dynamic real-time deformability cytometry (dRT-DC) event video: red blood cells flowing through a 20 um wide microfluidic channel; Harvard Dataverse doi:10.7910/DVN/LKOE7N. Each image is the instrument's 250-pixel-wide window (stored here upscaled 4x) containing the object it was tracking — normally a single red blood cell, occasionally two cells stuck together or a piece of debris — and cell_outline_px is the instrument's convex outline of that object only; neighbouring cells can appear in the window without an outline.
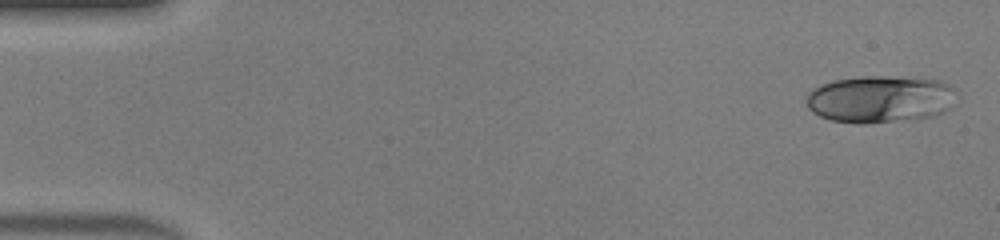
{"species": "human", "species_latin": "Homo sapiens", "temperature_condition": "warm", "stored_images_in_passage": 45, "camera_frame_rate_fps": 3000, "um_per_image_px": 0.085, "donor": {"sex": "male"}, "frame": {"image": 1, "passage_image": 1, "time_ms": 0.0, "image_size_px": [1000, 240], "cell_outline_px": [[956, 104], [940, 112], [928, 116], [864, 124], [860, 124], [832, 120], [820, 116], [812, 112], [808, 108], [808, 92], [812, 88], [820, 84], [832, 80], [860, 76], [916, 76], [940, 80], [952, 84], [956, 88]], "centroid_in_image_um": [74.85, 8.38], "position_along_channel_um": 10.2, "area_um2": 41.79}}
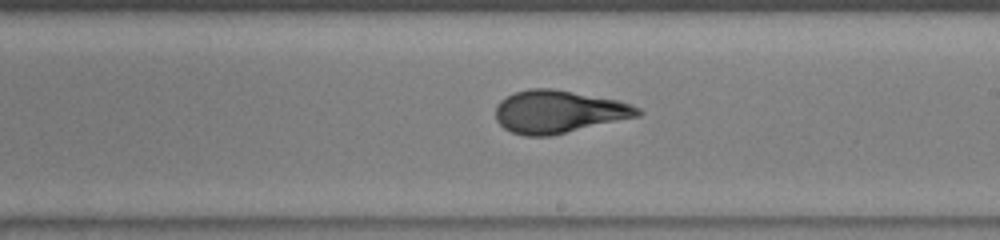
{"frame": {"image": 2, "passage_image": 26, "time_ms": 8.333, "image_size_px": [1000, 240], "cell_outline_px": [[644, 112], [640, 116], [548, 136], [524, 136], [512, 132], [504, 128], [496, 120], [496, 104], [500, 100], [512, 92], [528, 88], [552, 88], [616, 100], [640, 108]], "centroid_in_image_um": [47.44, 9.49], "position_along_channel_um": 241.6, "area_um2": 35.32}}
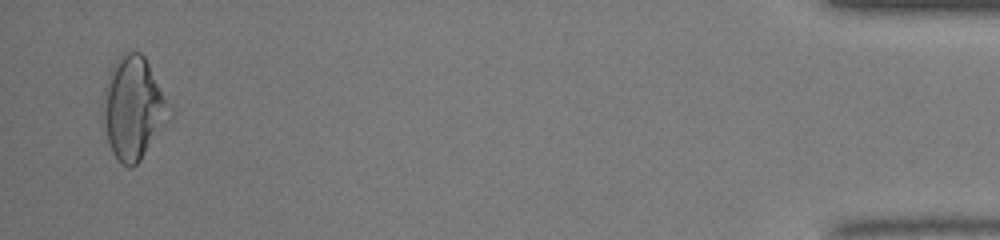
{"frame": {"image": 3, "passage_image": 44, "time_ms": 14.333, "image_size_px": [1000, 240], "cell_outline_px": [[176, 116], [140, 160], [132, 168], [128, 168], [112, 152], [108, 140], [104, 124], [104, 88], [112, 64], [124, 52], [140, 52], [144, 56]], "centroid_in_image_um": [11.4, 9.21], "position_along_channel_um": 423.8, "area_um2": 39.88}, "authors_computed_cell_mechanics": {"area_um2": 35.6048, "velocity_mm_per_s": 4.4581, "shape_relaxation_time_tau1_ms": 10.4713, "shape_relaxation_time_tau2_ms": null, "deformation_change_tau1": 0.4021, "deformation_change_tau2": null}}